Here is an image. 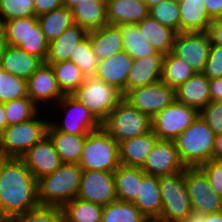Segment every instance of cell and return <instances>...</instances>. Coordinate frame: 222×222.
I'll list each match as a JSON object with an SVG mask.
<instances>
[{
  "label": "cell",
  "mask_w": 222,
  "mask_h": 222,
  "mask_svg": "<svg viewBox=\"0 0 222 222\" xmlns=\"http://www.w3.org/2000/svg\"><path fill=\"white\" fill-rule=\"evenodd\" d=\"M221 157H222V135H216L213 148V160H219Z\"/></svg>",
  "instance_id": "cell-53"
},
{
  "label": "cell",
  "mask_w": 222,
  "mask_h": 222,
  "mask_svg": "<svg viewBox=\"0 0 222 222\" xmlns=\"http://www.w3.org/2000/svg\"><path fill=\"white\" fill-rule=\"evenodd\" d=\"M58 86L64 95H72L84 82L81 70L70 60L50 64Z\"/></svg>",
  "instance_id": "cell-36"
},
{
  "label": "cell",
  "mask_w": 222,
  "mask_h": 222,
  "mask_svg": "<svg viewBox=\"0 0 222 222\" xmlns=\"http://www.w3.org/2000/svg\"><path fill=\"white\" fill-rule=\"evenodd\" d=\"M38 207L37 179L21 158L5 157L0 168V222Z\"/></svg>",
  "instance_id": "cell-1"
},
{
  "label": "cell",
  "mask_w": 222,
  "mask_h": 222,
  "mask_svg": "<svg viewBox=\"0 0 222 222\" xmlns=\"http://www.w3.org/2000/svg\"><path fill=\"white\" fill-rule=\"evenodd\" d=\"M70 61L81 70L85 78L96 77L99 60L93 53L88 35L75 46Z\"/></svg>",
  "instance_id": "cell-39"
},
{
  "label": "cell",
  "mask_w": 222,
  "mask_h": 222,
  "mask_svg": "<svg viewBox=\"0 0 222 222\" xmlns=\"http://www.w3.org/2000/svg\"><path fill=\"white\" fill-rule=\"evenodd\" d=\"M208 177L211 188L222 197V164L219 160H211L199 167Z\"/></svg>",
  "instance_id": "cell-48"
},
{
  "label": "cell",
  "mask_w": 222,
  "mask_h": 222,
  "mask_svg": "<svg viewBox=\"0 0 222 222\" xmlns=\"http://www.w3.org/2000/svg\"><path fill=\"white\" fill-rule=\"evenodd\" d=\"M149 16L156 19L162 25L180 32V9L176 0H163L149 8Z\"/></svg>",
  "instance_id": "cell-40"
},
{
  "label": "cell",
  "mask_w": 222,
  "mask_h": 222,
  "mask_svg": "<svg viewBox=\"0 0 222 222\" xmlns=\"http://www.w3.org/2000/svg\"><path fill=\"white\" fill-rule=\"evenodd\" d=\"M6 21L0 16V38H5Z\"/></svg>",
  "instance_id": "cell-58"
},
{
  "label": "cell",
  "mask_w": 222,
  "mask_h": 222,
  "mask_svg": "<svg viewBox=\"0 0 222 222\" xmlns=\"http://www.w3.org/2000/svg\"><path fill=\"white\" fill-rule=\"evenodd\" d=\"M49 122L36 116L26 122L9 125L0 135L3 156L21 158L47 136Z\"/></svg>",
  "instance_id": "cell-8"
},
{
  "label": "cell",
  "mask_w": 222,
  "mask_h": 222,
  "mask_svg": "<svg viewBox=\"0 0 222 222\" xmlns=\"http://www.w3.org/2000/svg\"><path fill=\"white\" fill-rule=\"evenodd\" d=\"M144 222H157V221L153 219H146Z\"/></svg>",
  "instance_id": "cell-61"
},
{
  "label": "cell",
  "mask_w": 222,
  "mask_h": 222,
  "mask_svg": "<svg viewBox=\"0 0 222 222\" xmlns=\"http://www.w3.org/2000/svg\"><path fill=\"white\" fill-rule=\"evenodd\" d=\"M66 112L62 122L50 121L49 124L56 130L68 134L87 136L90 132L99 129L102 125L93 117L90 111L72 95H64L57 103Z\"/></svg>",
  "instance_id": "cell-12"
},
{
  "label": "cell",
  "mask_w": 222,
  "mask_h": 222,
  "mask_svg": "<svg viewBox=\"0 0 222 222\" xmlns=\"http://www.w3.org/2000/svg\"><path fill=\"white\" fill-rule=\"evenodd\" d=\"M81 0H62L63 6L72 9Z\"/></svg>",
  "instance_id": "cell-57"
},
{
  "label": "cell",
  "mask_w": 222,
  "mask_h": 222,
  "mask_svg": "<svg viewBox=\"0 0 222 222\" xmlns=\"http://www.w3.org/2000/svg\"><path fill=\"white\" fill-rule=\"evenodd\" d=\"M152 120L149 114L139 112L123 98L102 127L120 143L152 130Z\"/></svg>",
  "instance_id": "cell-7"
},
{
  "label": "cell",
  "mask_w": 222,
  "mask_h": 222,
  "mask_svg": "<svg viewBox=\"0 0 222 222\" xmlns=\"http://www.w3.org/2000/svg\"><path fill=\"white\" fill-rule=\"evenodd\" d=\"M27 95L37 105L43 101L56 102L63 98L53 68L50 64L43 63L28 79H27ZM42 102V103H40Z\"/></svg>",
  "instance_id": "cell-17"
},
{
  "label": "cell",
  "mask_w": 222,
  "mask_h": 222,
  "mask_svg": "<svg viewBox=\"0 0 222 222\" xmlns=\"http://www.w3.org/2000/svg\"><path fill=\"white\" fill-rule=\"evenodd\" d=\"M77 198L101 206L116 201L113 172L88 170L82 171Z\"/></svg>",
  "instance_id": "cell-14"
},
{
  "label": "cell",
  "mask_w": 222,
  "mask_h": 222,
  "mask_svg": "<svg viewBox=\"0 0 222 222\" xmlns=\"http://www.w3.org/2000/svg\"><path fill=\"white\" fill-rule=\"evenodd\" d=\"M8 127L4 103L0 102V135Z\"/></svg>",
  "instance_id": "cell-55"
},
{
  "label": "cell",
  "mask_w": 222,
  "mask_h": 222,
  "mask_svg": "<svg viewBox=\"0 0 222 222\" xmlns=\"http://www.w3.org/2000/svg\"><path fill=\"white\" fill-rule=\"evenodd\" d=\"M205 5L211 19L222 17V0H205Z\"/></svg>",
  "instance_id": "cell-52"
},
{
  "label": "cell",
  "mask_w": 222,
  "mask_h": 222,
  "mask_svg": "<svg viewBox=\"0 0 222 222\" xmlns=\"http://www.w3.org/2000/svg\"><path fill=\"white\" fill-rule=\"evenodd\" d=\"M21 159L37 180L54 173L62 164L53 141L48 135L29 149Z\"/></svg>",
  "instance_id": "cell-16"
},
{
  "label": "cell",
  "mask_w": 222,
  "mask_h": 222,
  "mask_svg": "<svg viewBox=\"0 0 222 222\" xmlns=\"http://www.w3.org/2000/svg\"><path fill=\"white\" fill-rule=\"evenodd\" d=\"M146 5L148 6V8L154 6V5H157L158 3H160L161 1L163 0H143Z\"/></svg>",
  "instance_id": "cell-59"
},
{
  "label": "cell",
  "mask_w": 222,
  "mask_h": 222,
  "mask_svg": "<svg viewBox=\"0 0 222 222\" xmlns=\"http://www.w3.org/2000/svg\"><path fill=\"white\" fill-rule=\"evenodd\" d=\"M182 164L174 140H157L141 169L149 175L170 176L182 172Z\"/></svg>",
  "instance_id": "cell-15"
},
{
  "label": "cell",
  "mask_w": 222,
  "mask_h": 222,
  "mask_svg": "<svg viewBox=\"0 0 222 222\" xmlns=\"http://www.w3.org/2000/svg\"><path fill=\"white\" fill-rule=\"evenodd\" d=\"M79 164L62 163L52 174L37 180L40 206L63 208L78 195L82 177Z\"/></svg>",
  "instance_id": "cell-2"
},
{
  "label": "cell",
  "mask_w": 222,
  "mask_h": 222,
  "mask_svg": "<svg viewBox=\"0 0 222 222\" xmlns=\"http://www.w3.org/2000/svg\"><path fill=\"white\" fill-rule=\"evenodd\" d=\"M208 33L211 38V44L222 45V17L212 19Z\"/></svg>",
  "instance_id": "cell-50"
},
{
  "label": "cell",
  "mask_w": 222,
  "mask_h": 222,
  "mask_svg": "<svg viewBox=\"0 0 222 222\" xmlns=\"http://www.w3.org/2000/svg\"><path fill=\"white\" fill-rule=\"evenodd\" d=\"M9 222H66L62 208L40 206L15 216Z\"/></svg>",
  "instance_id": "cell-43"
},
{
  "label": "cell",
  "mask_w": 222,
  "mask_h": 222,
  "mask_svg": "<svg viewBox=\"0 0 222 222\" xmlns=\"http://www.w3.org/2000/svg\"><path fill=\"white\" fill-rule=\"evenodd\" d=\"M71 10L74 23L87 32L108 24L106 0H81Z\"/></svg>",
  "instance_id": "cell-25"
},
{
  "label": "cell",
  "mask_w": 222,
  "mask_h": 222,
  "mask_svg": "<svg viewBox=\"0 0 222 222\" xmlns=\"http://www.w3.org/2000/svg\"><path fill=\"white\" fill-rule=\"evenodd\" d=\"M2 162H3V159H0V168H1V164H2Z\"/></svg>",
  "instance_id": "cell-63"
},
{
  "label": "cell",
  "mask_w": 222,
  "mask_h": 222,
  "mask_svg": "<svg viewBox=\"0 0 222 222\" xmlns=\"http://www.w3.org/2000/svg\"><path fill=\"white\" fill-rule=\"evenodd\" d=\"M203 73L209 80L222 77V45L211 44Z\"/></svg>",
  "instance_id": "cell-47"
},
{
  "label": "cell",
  "mask_w": 222,
  "mask_h": 222,
  "mask_svg": "<svg viewBox=\"0 0 222 222\" xmlns=\"http://www.w3.org/2000/svg\"><path fill=\"white\" fill-rule=\"evenodd\" d=\"M3 153L1 151V137H0V159H4Z\"/></svg>",
  "instance_id": "cell-60"
},
{
  "label": "cell",
  "mask_w": 222,
  "mask_h": 222,
  "mask_svg": "<svg viewBox=\"0 0 222 222\" xmlns=\"http://www.w3.org/2000/svg\"><path fill=\"white\" fill-rule=\"evenodd\" d=\"M38 24L50 43L74 23L72 10L64 6L38 16Z\"/></svg>",
  "instance_id": "cell-32"
},
{
  "label": "cell",
  "mask_w": 222,
  "mask_h": 222,
  "mask_svg": "<svg viewBox=\"0 0 222 222\" xmlns=\"http://www.w3.org/2000/svg\"><path fill=\"white\" fill-rule=\"evenodd\" d=\"M124 99L139 112L147 113L152 118L176 100L175 89L162 80L129 90Z\"/></svg>",
  "instance_id": "cell-11"
},
{
  "label": "cell",
  "mask_w": 222,
  "mask_h": 222,
  "mask_svg": "<svg viewBox=\"0 0 222 222\" xmlns=\"http://www.w3.org/2000/svg\"><path fill=\"white\" fill-rule=\"evenodd\" d=\"M27 96V80L0 67V102L5 103Z\"/></svg>",
  "instance_id": "cell-41"
},
{
  "label": "cell",
  "mask_w": 222,
  "mask_h": 222,
  "mask_svg": "<svg viewBox=\"0 0 222 222\" xmlns=\"http://www.w3.org/2000/svg\"><path fill=\"white\" fill-rule=\"evenodd\" d=\"M133 203L147 219L157 221L162 212L160 177L145 174L137 198Z\"/></svg>",
  "instance_id": "cell-24"
},
{
  "label": "cell",
  "mask_w": 222,
  "mask_h": 222,
  "mask_svg": "<svg viewBox=\"0 0 222 222\" xmlns=\"http://www.w3.org/2000/svg\"><path fill=\"white\" fill-rule=\"evenodd\" d=\"M162 212L157 222H188L194 219L184 170L160 177Z\"/></svg>",
  "instance_id": "cell-5"
},
{
  "label": "cell",
  "mask_w": 222,
  "mask_h": 222,
  "mask_svg": "<svg viewBox=\"0 0 222 222\" xmlns=\"http://www.w3.org/2000/svg\"><path fill=\"white\" fill-rule=\"evenodd\" d=\"M164 57L165 55L155 52L153 55L134 59L127 78V92L160 81Z\"/></svg>",
  "instance_id": "cell-19"
},
{
  "label": "cell",
  "mask_w": 222,
  "mask_h": 222,
  "mask_svg": "<svg viewBox=\"0 0 222 222\" xmlns=\"http://www.w3.org/2000/svg\"><path fill=\"white\" fill-rule=\"evenodd\" d=\"M124 51L133 59L153 55L156 51L144 38L137 24H120Z\"/></svg>",
  "instance_id": "cell-34"
},
{
  "label": "cell",
  "mask_w": 222,
  "mask_h": 222,
  "mask_svg": "<svg viewBox=\"0 0 222 222\" xmlns=\"http://www.w3.org/2000/svg\"><path fill=\"white\" fill-rule=\"evenodd\" d=\"M134 59L126 52H119L98 63L96 78L115 87L124 96L127 93V78Z\"/></svg>",
  "instance_id": "cell-18"
},
{
  "label": "cell",
  "mask_w": 222,
  "mask_h": 222,
  "mask_svg": "<svg viewBox=\"0 0 222 222\" xmlns=\"http://www.w3.org/2000/svg\"><path fill=\"white\" fill-rule=\"evenodd\" d=\"M198 116L195 108L175 100L153 117L152 131L159 140H175Z\"/></svg>",
  "instance_id": "cell-10"
},
{
  "label": "cell",
  "mask_w": 222,
  "mask_h": 222,
  "mask_svg": "<svg viewBox=\"0 0 222 222\" xmlns=\"http://www.w3.org/2000/svg\"><path fill=\"white\" fill-rule=\"evenodd\" d=\"M47 135L53 141L62 163L79 164L86 136L56 131L50 124L48 126Z\"/></svg>",
  "instance_id": "cell-31"
},
{
  "label": "cell",
  "mask_w": 222,
  "mask_h": 222,
  "mask_svg": "<svg viewBox=\"0 0 222 222\" xmlns=\"http://www.w3.org/2000/svg\"><path fill=\"white\" fill-rule=\"evenodd\" d=\"M0 16L5 21L36 16L34 0H0Z\"/></svg>",
  "instance_id": "cell-45"
},
{
  "label": "cell",
  "mask_w": 222,
  "mask_h": 222,
  "mask_svg": "<svg viewBox=\"0 0 222 222\" xmlns=\"http://www.w3.org/2000/svg\"><path fill=\"white\" fill-rule=\"evenodd\" d=\"M62 210L66 222H101L103 206L76 197Z\"/></svg>",
  "instance_id": "cell-35"
},
{
  "label": "cell",
  "mask_w": 222,
  "mask_h": 222,
  "mask_svg": "<svg viewBox=\"0 0 222 222\" xmlns=\"http://www.w3.org/2000/svg\"><path fill=\"white\" fill-rule=\"evenodd\" d=\"M184 178L194 219L222 211V197L211 188L208 177L200 168H185Z\"/></svg>",
  "instance_id": "cell-9"
},
{
  "label": "cell",
  "mask_w": 222,
  "mask_h": 222,
  "mask_svg": "<svg viewBox=\"0 0 222 222\" xmlns=\"http://www.w3.org/2000/svg\"><path fill=\"white\" fill-rule=\"evenodd\" d=\"M180 32L208 31L212 19L209 17L205 0H180Z\"/></svg>",
  "instance_id": "cell-28"
},
{
  "label": "cell",
  "mask_w": 222,
  "mask_h": 222,
  "mask_svg": "<svg viewBox=\"0 0 222 222\" xmlns=\"http://www.w3.org/2000/svg\"><path fill=\"white\" fill-rule=\"evenodd\" d=\"M108 24H137L149 16L143 0H106Z\"/></svg>",
  "instance_id": "cell-21"
},
{
  "label": "cell",
  "mask_w": 222,
  "mask_h": 222,
  "mask_svg": "<svg viewBox=\"0 0 222 222\" xmlns=\"http://www.w3.org/2000/svg\"><path fill=\"white\" fill-rule=\"evenodd\" d=\"M137 25L144 38L156 52L167 55L172 51L177 34L172 28L162 25L151 16L146 17Z\"/></svg>",
  "instance_id": "cell-29"
},
{
  "label": "cell",
  "mask_w": 222,
  "mask_h": 222,
  "mask_svg": "<svg viewBox=\"0 0 222 222\" xmlns=\"http://www.w3.org/2000/svg\"><path fill=\"white\" fill-rule=\"evenodd\" d=\"M120 165L119 143L102 126L86 136L79 162L83 171L114 172Z\"/></svg>",
  "instance_id": "cell-4"
},
{
  "label": "cell",
  "mask_w": 222,
  "mask_h": 222,
  "mask_svg": "<svg viewBox=\"0 0 222 222\" xmlns=\"http://www.w3.org/2000/svg\"><path fill=\"white\" fill-rule=\"evenodd\" d=\"M7 42L5 38H0V64L4 58Z\"/></svg>",
  "instance_id": "cell-56"
},
{
  "label": "cell",
  "mask_w": 222,
  "mask_h": 222,
  "mask_svg": "<svg viewBox=\"0 0 222 222\" xmlns=\"http://www.w3.org/2000/svg\"><path fill=\"white\" fill-rule=\"evenodd\" d=\"M209 93L211 101L222 102V77L209 80Z\"/></svg>",
  "instance_id": "cell-51"
},
{
  "label": "cell",
  "mask_w": 222,
  "mask_h": 222,
  "mask_svg": "<svg viewBox=\"0 0 222 222\" xmlns=\"http://www.w3.org/2000/svg\"><path fill=\"white\" fill-rule=\"evenodd\" d=\"M87 34L88 32L78 24L70 26L57 39L49 43L45 63L55 64L70 60V57H73L75 46L83 40Z\"/></svg>",
  "instance_id": "cell-27"
},
{
  "label": "cell",
  "mask_w": 222,
  "mask_h": 222,
  "mask_svg": "<svg viewBox=\"0 0 222 222\" xmlns=\"http://www.w3.org/2000/svg\"><path fill=\"white\" fill-rule=\"evenodd\" d=\"M28 96L4 103L7 125L23 123L40 116L38 108Z\"/></svg>",
  "instance_id": "cell-38"
},
{
  "label": "cell",
  "mask_w": 222,
  "mask_h": 222,
  "mask_svg": "<svg viewBox=\"0 0 222 222\" xmlns=\"http://www.w3.org/2000/svg\"><path fill=\"white\" fill-rule=\"evenodd\" d=\"M215 133L198 116L174 141L179 158L186 168H199L213 160Z\"/></svg>",
  "instance_id": "cell-3"
},
{
  "label": "cell",
  "mask_w": 222,
  "mask_h": 222,
  "mask_svg": "<svg viewBox=\"0 0 222 222\" xmlns=\"http://www.w3.org/2000/svg\"><path fill=\"white\" fill-rule=\"evenodd\" d=\"M195 74L191 65L172 51L165 55L161 80L176 89Z\"/></svg>",
  "instance_id": "cell-33"
},
{
  "label": "cell",
  "mask_w": 222,
  "mask_h": 222,
  "mask_svg": "<svg viewBox=\"0 0 222 222\" xmlns=\"http://www.w3.org/2000/svg\"><path fill=\"white\" fill-rule=\"evenodd\" d=\"M146 219L133 202L116 200L103 206L101 222H144Z\"/></svg>",
  "instance_id": "cell-37"
},
{
  "label": "cell",
  "mask_w": 222,
  "mask_h": 222,
  "mask_svg": "<svg viewBox=\"0 0 222 222\" xmlns=\"http://www.w3.org/2000/svg\"><path fill=\"white\" fill-rule=\"evenodd\" d=\"M43 63L42 59L29 55L20 47L7 44L0 67L14 76L27 80Z\"/></svg>",
  "instance_id": "cell-26"
},
{
  "label": "cell",
  "mask_w": 222,
  "mask_h": 222,
  "mask_svg": "<svg viewBox=\"0 0 222 222\" xmlns=\"http://www.w3.org/2000/svg\"><path fill=\"white\" fill-rule=\"evenodd\" d=\"M37 24V16L14 18L6 21L5 40L7 44L19 46Z\"/></svg>",
  "instance_id": "cell-42"
},
{
  "label": "cell",
  "mask_w": 222,
  "mask_h": 222,
  "mask_svg": "<svg viewBox=\"0 0 222 222\" xmlns=\"http://www.w3.org/2000/svg\"><path fill=\"white\" fill-rule=\"evenodd\" d=\"M188 222H198L196 219L190 220Z\"/></svg>",
  "instance_id": "cell-62"
},
{
  "label": "cell",
  "mask_w": 222,
  "mask_h": 222,
  "mask_svg": "<svg viewBox=\"0 0 222 222\" xmlns=\"http://www.w3.org/2000/svg\"><path fill=\"white\" fill-rule=\"evenodd\" d=\"M211 38L208 31L179 32L172 52L189 63L195 73L203 72L209 56Z\"/></svg>",
  "instance_id": "cell-13"
},
{
  "label": "cell",
  "mask_w": 222,
  "mask_h": 222,
  "mask_svg": "<svg viewBox=\"0 0 222 222\" xmlns=\"http://www.w3.org/2000/svg\"><path fill=\"white\" fill-rule=\"evenodd\" d=\"M18 47L26 51L29 55L38 57L45 62L48 55L49 42L39 24H37Z\"/></svg>",
  "instance_id": "cell-44"
},
{
  "label": "cell",
  "mask_w": 222,
  "mask_h": 222,
  "mask_svg": "<svg viewBox=\"0 0 222 222\" xmlns=\"http://www.w3.org/2000/svg\"><path fill=\"white\" fill-rule=\"evenodd\" d=\"M199 116L214 131L215 135H222V102L210 101L200 112Z\"/></svg>",
  "instance_id": "cell-46"
},
{
  "label": "cell",
  "mask_w": 222,
  "mask_h": 222,
  "mask_svg": "<svg viewBox=\"0 0 222 222\" xmlns=\"http://www.w3.org/2000/svg\"><path fill=\"white\" fill-rule=\"evenodd\" d=\"M72 96L82 103L102 125L124 98L115 87L96 78H85Z\"/></svg>",
  "instance_id": "cell-6"
},
{
  "label": "cell",
  "mask_w": 222,
  "mask_h": 222,
  "mask_svg": "<svg viewBox=\"0 0 222 222\" xmlns=\"http://www.w3.org/2000/svg\"><path fill=\"white\" fill-rule=\"evenodd\" d=\"M176 101L200 112L210 101L209 79L203 72H197L175 89Z\"/></svg>",
  "instance_id": "cell-20"
},
{
  "label": "cell",
  "mask_w": 222,
  "mask_h": 222,
  "mask_svg": "<svg viewBox=\"0 0 222 222\" xmlns=\"http://www.w3.org/2000/svg\"><path fill=\"white\" fill-rule=\"evenodd\" d=\"M87 35L89 36L93 53L99 61L108 59L124 50L120 25L106 24L100 29L89 31Z\"/></svg>",
  "instance_id": "cell-22"
},
{
  "label": "cell",
  "mask_w": 222,
  "mask_h": 222,
  "mask_svg": "<svg viewBox=\"0 0 222 222\" xmlns=\"http://www.w3.org/2000/svg\"><path fill=\"white\" fill-rule=\"evenodd\" d=\"M158 137L152 130L149 132L123 140L119 143L120 163L125 166L142 167Z\"/></svg>",
  "instance_id": "cell-23"
},
{
  "label": "cell",
  "mask_w": 222,
  "mask_h": 222,
  "mask_svg": "<svg viewBox=\"0 0 222 222\" xmlns=\"http://www.w3.org/2000/svg\"><path fill=\"white\" fill-rule=\"evenodd\" d=\"M35 15L49 13L63 6L62 0H34Z\"/></svg>",
  "instance_id": "cell-49"
},
{
  "label": "cell",
  "mask_w": 222,
  "mask_h": 222,
  "mask_svg": "<svg viewBox=\"0 0 222 222\" xmlns=\"http://www.w3.org/2000/svg\"><path fill=\"white\" fill-rule=\"evenodd\" d=\"M146 173L141 167L120 165L114 172L117 200L134 202Z\"/></svg>",
  "instance_id": "cell-30"
},
{
  "label": "cell",
  "mask_w": 222,
  "mask_h": 222,
  "mask_svg": "<svg viewBox=\"0 0 222 222\" xmlns=\"http://www.w3.org/2000/svg\"><path fill=\"white\" fill-rule=\"evenodd\" d=\"M198 222H222V211L196 218Z\"/></svg>",
  "instance_id": "cell-54"
}]
</instances>
